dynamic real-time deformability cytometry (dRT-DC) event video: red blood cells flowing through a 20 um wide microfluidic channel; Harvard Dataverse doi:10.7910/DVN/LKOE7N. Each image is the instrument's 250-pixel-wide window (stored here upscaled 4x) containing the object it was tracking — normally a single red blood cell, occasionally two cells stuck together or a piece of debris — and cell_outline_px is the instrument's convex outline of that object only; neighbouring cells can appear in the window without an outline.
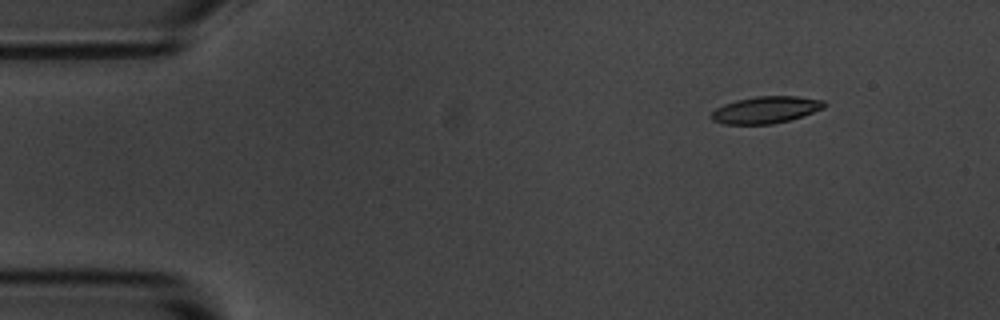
{"species": "common noctule bat (a hibernating species)", "species_latin": "Nyctalus noctula", "temperature_condition": "room temperature", "stored_images_in_passage": 5, "segment_of_instrument_passage": [2, 2], "camera_frame_rate_fps": 3000, "um_per_image_px": 0.085, "animal": {"sex": "male", "body_mass_g": 20.1, "forearm_length_mm": 53.5}, "frame": {"image": 1, "passage_image": 5, "time_ms": 4.667, "image_size_px": [1000, 320], "cell_outline_px": [[824, 108], [804, 116], [772, 124], [724, 124], [712, 120], [708, 116], [716, 108], [724, 104], [736, 100], [756, 96], [796, 96], [824, 100]], "centroid_in_image_um": [65.07, 9.34], "position_along_channel_um": 19.9, "area_um2": 17.74}}